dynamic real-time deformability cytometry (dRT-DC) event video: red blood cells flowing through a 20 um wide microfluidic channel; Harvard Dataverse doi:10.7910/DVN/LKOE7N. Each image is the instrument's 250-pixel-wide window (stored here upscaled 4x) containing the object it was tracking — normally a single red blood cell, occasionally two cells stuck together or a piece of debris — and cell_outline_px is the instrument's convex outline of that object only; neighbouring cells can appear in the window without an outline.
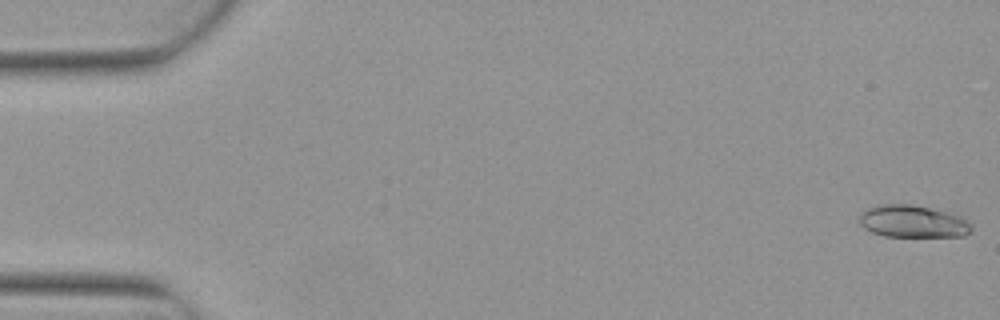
{"species": "Egyptian fruit bat (a non-hibernating species)", "species_latin": "Rousettus aegyptiacus", "temperature_condition": "warm", "stored_images_in_passage": 5, "camera_frame_rate_fps": 3000, "um_per_image_px": 0.085, "animal": {"sex": "female"}, "frame": {"image": 1, "passage_image": 1, "time_ms": 0.0, "image_size_px": [1000, 320], "cell_outline_px": [[972, 228], [964, 236], [884, 236], [872, 232], [864, 228], [860, 224], [860, 212], [868, 208], [880, 204], [912, 204], [960, 216], [968, 220], [972, 224]], "centroid_in_image_um": [77.57, 18.82], "position_along_channel_um": 7.4, "area_um2": 20.92}}
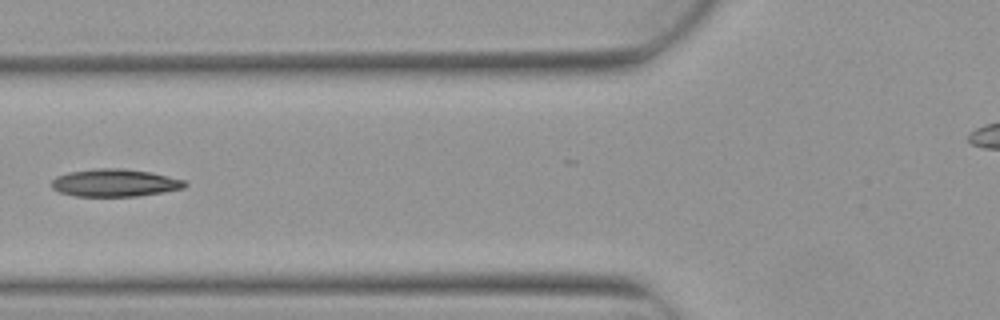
{"frame": {"image": 2, "passage_image": 5, "time_ms": 1.333, "image_size_px": [1000, 320], "cell_outline_px": [[188, 184], [184, 188], [164, 192], [136, 196], [76, 196], [60, 192], [52, 188], [52, 180], [56, 176], [68, 172], [96, 168], [124, 168], [152, 172], [184, 180]], "centroid_in_image_um": [9.77, 15.53], "position_along_channel_um": 116.0, "area_um2": 21.5}}